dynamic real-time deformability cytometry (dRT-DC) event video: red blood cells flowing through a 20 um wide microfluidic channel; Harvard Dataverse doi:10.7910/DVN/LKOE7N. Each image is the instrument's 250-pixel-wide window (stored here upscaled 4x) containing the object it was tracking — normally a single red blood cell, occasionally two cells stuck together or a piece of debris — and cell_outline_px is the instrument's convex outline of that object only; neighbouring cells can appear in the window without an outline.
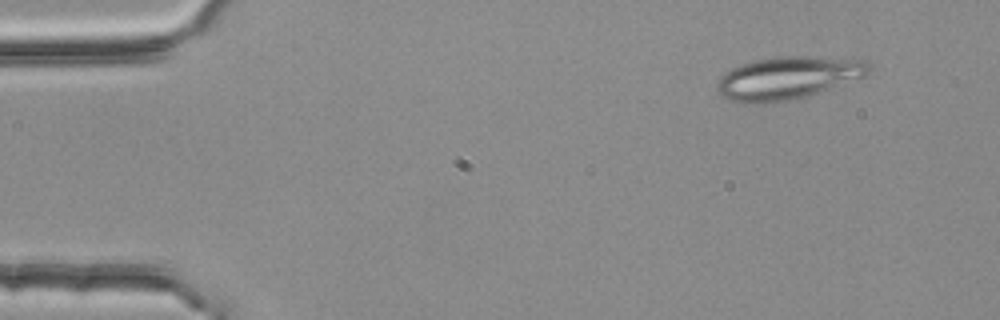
{"species": "common noctule bat (a hibernating species)", "species_latin": "Nyctalus noctula", "temperature_condition": "room temperature", "stored_images_in_passage": 4, "camera_frame_rate_fps": 3000, "um_per_image_px": 0.085, "animal": {"sex": "female", "body_mass_g": 25.1}, "frame": {"image": 1, "passage_image": 1, "time_ms": 0.0, "image_size_px": [1000, 320], "cell_outline_px": [[868, 76], [808, 96], [792, 100], [764, 104], [740, 104], [728, 100], [720, 96], [716, 88], [716, 84], [720, 76], [724, 72], [732, 68], [756, 60], [776, 56], [800, 56], [868, 60]], "centroid_in_image_um": [66.92, 6.66], "position_along_channel_um": 18.1, "area_um2": 38.26}}